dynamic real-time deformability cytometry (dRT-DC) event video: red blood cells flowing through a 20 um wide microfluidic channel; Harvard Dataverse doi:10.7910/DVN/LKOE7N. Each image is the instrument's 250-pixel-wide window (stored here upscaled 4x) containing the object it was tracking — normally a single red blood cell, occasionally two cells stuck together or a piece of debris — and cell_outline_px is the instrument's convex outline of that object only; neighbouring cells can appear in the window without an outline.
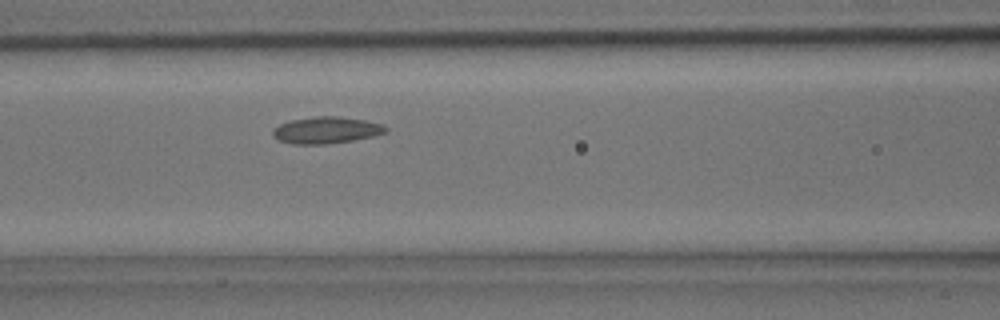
{"species": "common noctule bat (a hibernating species)", "species_latin": "Nyctalus noctula", "temperature_condition": "room temperature", "stored_images_in_passage": 28, "camera_frame_rate_fps": 3000, "um_per_image_px": 0.085, "animal": {"sex": "male", "body_mass_g": 15.6}, "frame": {"image": 1, "passage_image": 5, "time_ms": 1.333, "image_size_px": [1000, 320], "cell_outline_px": [[388, 132], [372, 136], [352, 140], [324, 144], [292, 144], [280, 140], [272, 132], [280, 124], [292, 120], [312, 116], [340, 116], [364, 120], [380, 124], [388, 128]], "centroid_in_image_um": [27.76, 11.05], "position_along_channel_um": 138.8, "area_um2": 17.28}}
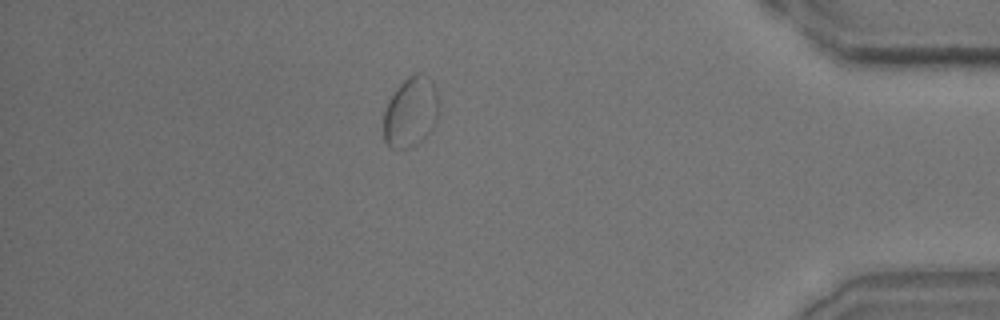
{"frame": {"image": 2, "passage_image": 23, "time_ms": 7.333, "image_size_px": [1000, 320], "cell_outline_px": [[440, 112], [436, 124], [416, 144], [408, 148], [392, 148], [384, 140], [384, 112], [388, 100], [396, 88], [408, 76], [416, 72], [420, 72], [428, 76], [432, 80], [436, 88], [440, 104]], "centroid_in_image_um": [34.95, 9.47], "position_along_channel_um": 400.3, "area_um2": 22.95}}
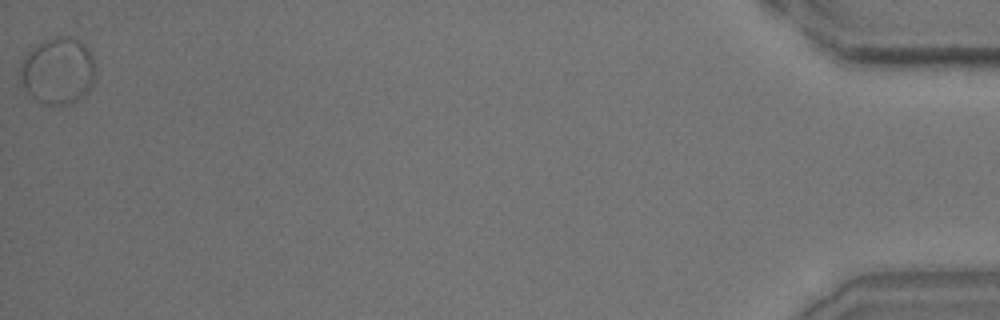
{"frame": {"image": 3, "passage_image": 28, "time_ms": 9.0, "image_size_px": [1000, 320], "cell_outline_px": [[96, 68], [92, 84], [88, 92], [80, 100], [68, 104], [44, 104], [36, 100], [24, 88], [20, 80], [20, 64], [24, 56], [32, 48], [56, 36], [68, 36], [80, 40], [88, 48], [92, 56]], "centroid_in_image_um": [4.94, 6.03], "position_along_channel_um": 430.3, "area_um2": 29.36}}